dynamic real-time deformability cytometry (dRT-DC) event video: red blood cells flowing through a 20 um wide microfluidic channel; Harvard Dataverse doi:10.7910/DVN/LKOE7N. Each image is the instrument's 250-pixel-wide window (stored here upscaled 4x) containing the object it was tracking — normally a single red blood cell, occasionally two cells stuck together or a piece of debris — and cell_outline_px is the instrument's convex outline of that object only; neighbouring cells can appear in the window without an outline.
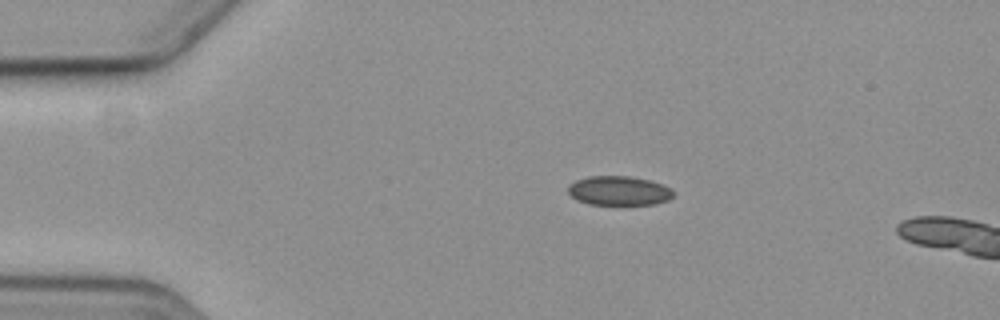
{"species": "common noctule bat (a hibernating species)", "species_latin": "Nyctalus noctula", "temperature_condition": "cold", "stored_images_in_passage": 3, "camera_frame_rate_fps": 3000, "um_per_image_px": 0.085, "animal": {"sex": "female", "body_mass_g": 19.3, "forearm_length_mm": 54.1}, "frame": {"image": 1, "passage_image": 1, "time_ms": 0.0, "image_size_px": [1000, 320], "cell_outline_px": [[672, 196], [668, 200], [656, 204], [588, 204], [576, 200], [568, 192], [568, 184], [576, 180], [588, 176], [628, 176], [648, 180], [672, 188]], "centroid_in_image_um": [52.57, 16.21], "position_along_channel_um": 32.4, "area_um2": 17.86}}